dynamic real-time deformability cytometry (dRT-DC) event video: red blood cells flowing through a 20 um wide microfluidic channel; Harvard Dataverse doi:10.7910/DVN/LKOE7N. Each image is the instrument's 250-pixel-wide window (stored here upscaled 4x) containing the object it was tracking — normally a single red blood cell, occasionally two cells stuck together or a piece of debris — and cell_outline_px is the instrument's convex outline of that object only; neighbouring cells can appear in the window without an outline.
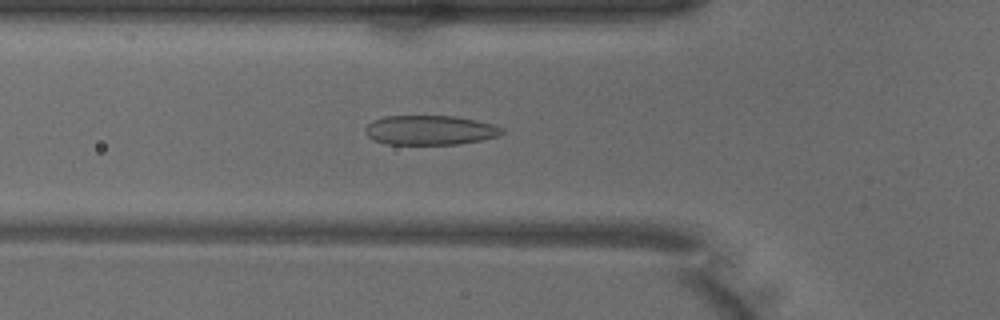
{"species": "common noctule bat (a hibernating species)", "species_latin": "Nyctalus noctula", "temperature_condition": "warm", "stored_images_in_passage": 41, "camera_frame_rate_fps": 3000, "um_per_image_px": 0.085, "animal": {"sex": "male", "body_mass_g": 18.8}, "frame": {"image": 1, "passage_image": 8, "time_ms": 2.333, "image_size_px": [1000, 320], "cell_outline_px": [[504, 132], [500, 136], [480, 140], [456, 144], [388, 144], [372, 140], [364, 132], [364, 128], [372, 120], [384, 116], [456, 116], [496, 124], [504, 128]], "centroid_in_image_um": [36.56, 11.05], "position_along_channel_um": 89.2, "area_um2": 23.76}}
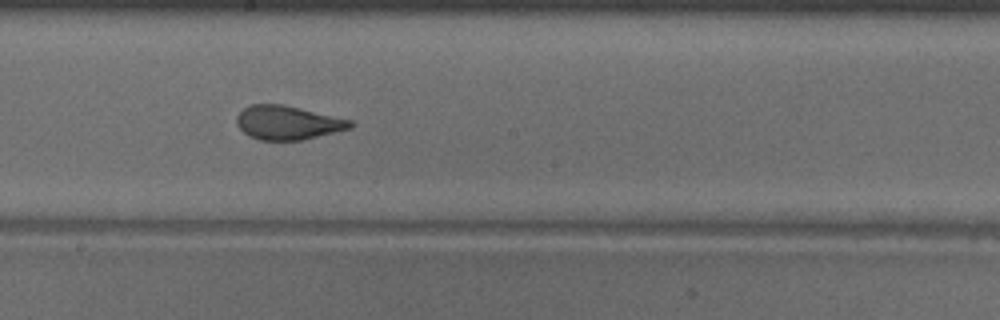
{"frame": {"image": 2, "passage_image": 18, "time_ms": 5.667, "image_size_px": [1000, 320], "cell_outline_px": [[356, 124], [352, 128], [300, 140], [260, 140], [248, 136], [236, 124], [236, 116], [244, 108], [252, 104], [284, 104], [352, 120]], "centroid_in_image_um": [24.46, 10.42], "position_along_channel_um": 223.7, "area_um2": 22.48}}
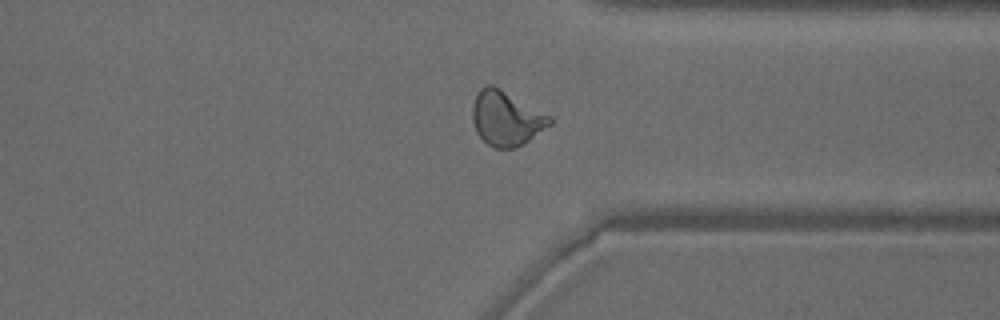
{"frame": {"image": 3, "passage_image": 29, "time_ms": 9.333, "image_size_px": [1000, 320], "cell_outline_px": [[552, 124], [524, 144], [516, 148], [492, 148], [476, 132], [472, 120], [472, 108], [476, 96], [480, 88], [488, 84], [492, 84], [500, 88], [552, 116]], "centroid_in_image_um": [43.04, 10.07], "position_along_channel_um": 368.4, "area_um2": 24.74}, "authors_computed_cell_mechanics": {"area_um2": 23.7558, "velocity_mm_per_s": 4.0063, "shape_relaxation_time_tau1_ms": 6.1738, "shape_relaxation_time_tau2_ms": 0.6848, "deformation_change_tau1": 0.2125, "deformation_change_tau2": 0.0768}}